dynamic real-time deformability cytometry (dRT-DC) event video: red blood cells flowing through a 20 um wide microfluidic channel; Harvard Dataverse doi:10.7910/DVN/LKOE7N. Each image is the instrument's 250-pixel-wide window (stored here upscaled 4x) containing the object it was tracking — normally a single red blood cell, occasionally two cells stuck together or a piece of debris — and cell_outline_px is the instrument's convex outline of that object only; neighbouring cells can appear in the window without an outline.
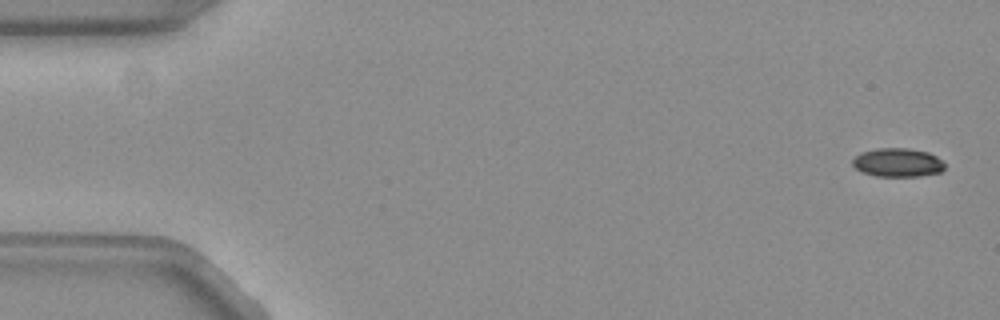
{"species": "common noctule bat (a hibernating species)", "species_latin": "Nyctalus noctula", "temperature_condition": "warm", "stored_images_in_passage": 28, "camera_frame_rate_fps": 3000, "um_per_image_px": 0.085, "animal": {"sex": "female", "body_mass_g": 19.3, "forearm_length_mm": 54.1}, "frame": {"image": 1, "passage_image": 2, "time_ms": 0.333, "image_size_px": [1000, 320], "cell_outline_px": [[944, 168], [940, 172], [920, 176], [876, 176], [860, 172], [852, 164], [852, 160], [860, 152], [880, 148], [908, 148], [928, 152], [936, 156], [944, 164]], "centroid_in_image_um": [76.28, 13.81], "position_along_channel_um": 8.7, "area_um2": 15.37}}
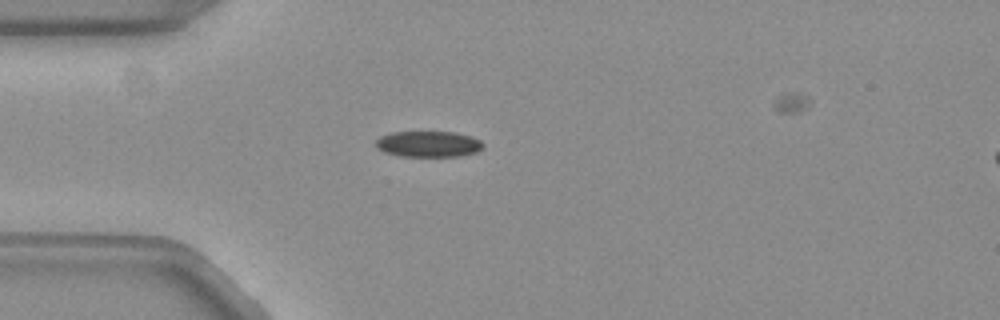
{"frame": {"image": 2, "passage_image": 15, "time_ms": 4.667, "image_size_px": [1000, 320], "cell_outline_px": [[484, 148], [476, 152], [460, 156], [400, 156], [384, 152], [376, 148], [376, 140], [380, 136], [392, 132], [452, 132], [468, 136], [480, 140], [484, 144]], "centroid_in_image_um": [36.4, 12.25], "position_along_channel_um": 48.6, "area_um2": 16.18}}
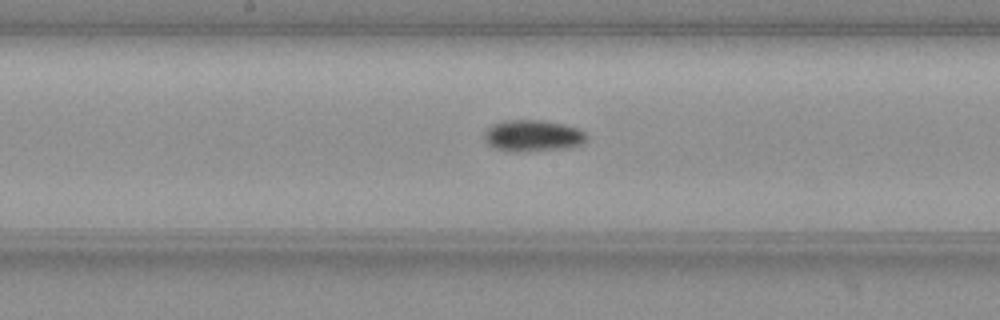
{"frame": {"image": 3, "passage_image": 28, "time_ms": 9.0, "image_size_px": [1000, 320], "cell_outline_px": [[584, 140], [580, 144], [572, 148], [520, 152], [508, 152], [496, 148], [488, 144], [484, 136], [488, 128], [496, 124], [508, 120], [540, 120], [560, 124], [576, 128], [584, 132]], "centroid_in_image_um": [45.27, 11.56], "position_along_channel_um": 202.9, "area_um2": 18.44}}